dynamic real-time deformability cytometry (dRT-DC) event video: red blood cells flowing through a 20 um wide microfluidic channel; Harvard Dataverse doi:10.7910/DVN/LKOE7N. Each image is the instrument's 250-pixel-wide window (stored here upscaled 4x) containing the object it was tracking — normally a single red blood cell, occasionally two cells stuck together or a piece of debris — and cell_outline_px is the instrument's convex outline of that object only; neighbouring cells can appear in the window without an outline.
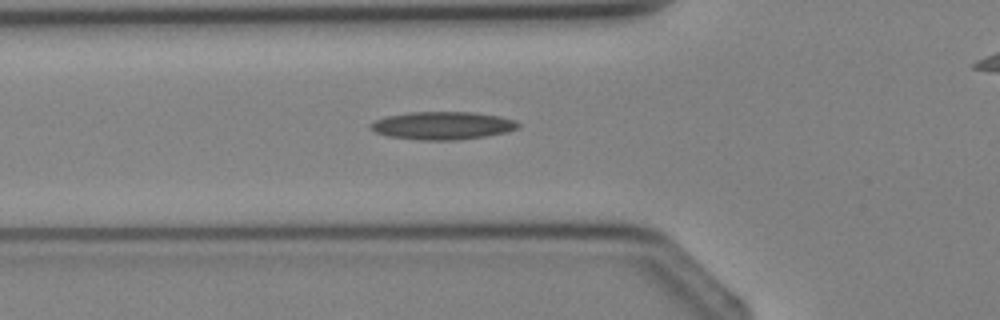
{"species": "Egyptian fruit bat (a non-hibernating species)", "species_latin": "Rousettus aegyptiacus", "temperature_condition": "cold", "stored_images_in_passage": 5, "segment_of_instrument_passage": [1, 2], "camera_frame_rate_fps": 3000, "um_per_image_px": 0.085, "animal": {"sex": "female"}, "frame": {"image": 1, "passage_image": 4, "time_ms": 3.667, "image_size_px": [1000, 320], "cell_outline_px": [[520, 128], [504, 132], [484, 136], [452, 140], [420, 140], [388, 136], [376, 132], [368, 128], [368, 124], [376, 120], [388, 116], [408, 112], [472, 112], [500, 116], [516, 120], [520, 124]], "centroid_in_image_um": [37.6, 10.67], "position_along_channel_um": 88.2, "area_um2": 23.93}}